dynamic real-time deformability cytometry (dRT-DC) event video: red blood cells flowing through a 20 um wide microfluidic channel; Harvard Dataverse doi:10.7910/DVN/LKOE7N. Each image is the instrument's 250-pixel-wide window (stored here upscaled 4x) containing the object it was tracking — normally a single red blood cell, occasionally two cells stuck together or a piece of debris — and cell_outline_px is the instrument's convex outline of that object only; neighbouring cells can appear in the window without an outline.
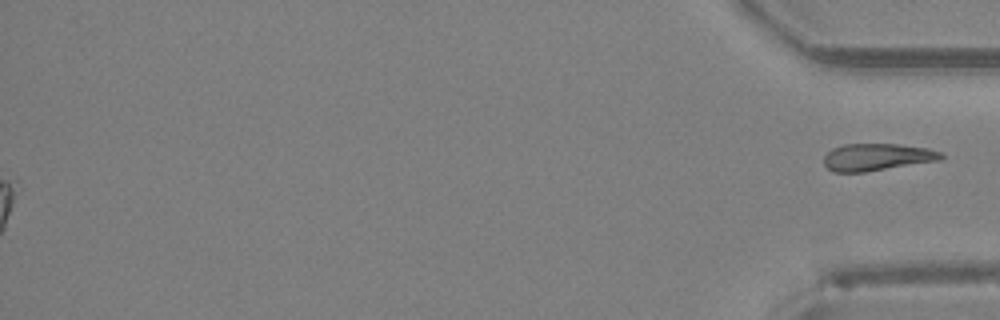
{"species": "Egyptian fruit bat (a non-hibernating species)", "species_latin": "Rousettus aegyptiacus", "temperature_condition": "room temperature", "stored_images_in_passage": 39, "segment_of_instrument_passage": [2, 2], "camera_frame_rate_fps": 3000, "um_per_image_px": 0.085, "animal": {"sex": "female"}, "frame": {"image": 1, "passage_image": 39, "time_ms": 12.667, "image_size_px": [1000, 320], "cell_outline_px": [[944, 156], [940, 160], [864, 172], [832, 172], [824, 164], [824, 156], [832, 148], [844, 144], [896, 144], [928, 148], [940, 152]], "centroid_in_image_um": [74.52, 13.35], "position_along_channel_um": 360.7, "area_um2": 18.44}}